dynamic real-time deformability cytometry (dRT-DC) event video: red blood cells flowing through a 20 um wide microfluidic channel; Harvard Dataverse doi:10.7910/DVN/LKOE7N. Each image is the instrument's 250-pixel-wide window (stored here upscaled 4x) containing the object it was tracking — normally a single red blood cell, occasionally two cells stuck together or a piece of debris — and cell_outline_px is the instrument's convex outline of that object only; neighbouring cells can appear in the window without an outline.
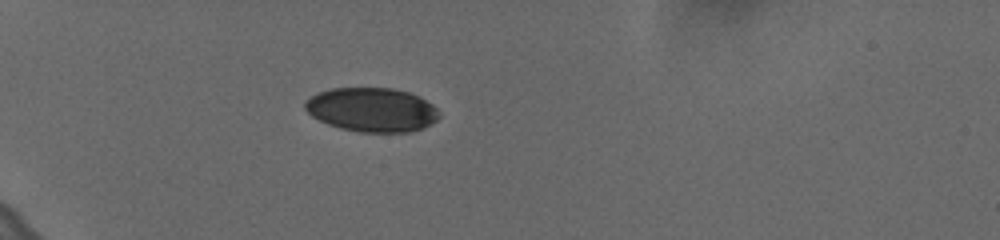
{"species": "human", "species_latin": "Homo sapiens", "temperature_condition": "cold", "stored_images_in_passage": 7, "camera_frame_rate_fps": 3000, "um_per_image_px": 0.085, "donor": {"sex": "female"}, "frame": {"image": 1, "passage_image": 1, "time_ms": 0.0, "image_size_px": [1000, 240], "cell_outline_px": [[440, 116], [436, 120], [420, 128], [408, 132], [360, 132], [340, 128], [328, 124], [312, 116], [304, 108], [304, 100], [320, 92], [332, 88], [392, 88], [408, 92], [432, 104], [436, 108]], "centroid_in_image_um": [31.57, 9.32], "position_along_channel_um": 53.4, "area_um2": 34.1}}
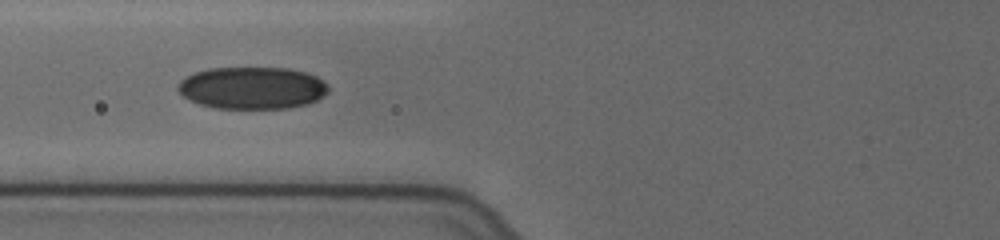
{"frame": {"image": 2, "passage_image": 4, "time_ms": 1.0, "image_size_px": [1000, 240], "cell_outline_px": [[328, 92], [324, 96], [308, 104], [288, 108], [216, 108], [200, 104], [184, 96], [176, 88], [180, 80], [196, 72], [208, 68], [288, 68], [304, 72], [316, 76], [324, 80], [328, 84]], "centroid_in_image_um": [21.47, 7.47], "position_along_channel_um": 104.3, "area_um2": 36.93}}
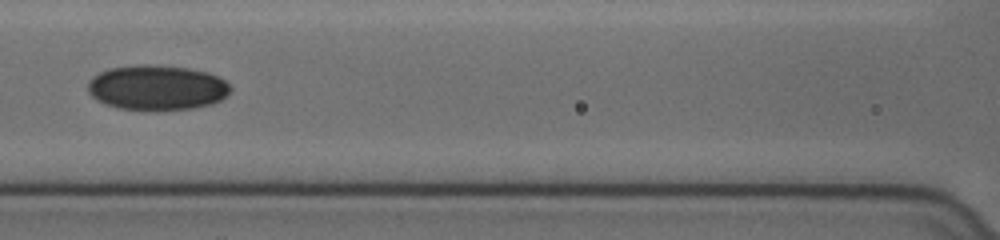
{"frame": {"image": 3, "passage_image": 6, "time_ms": 1.667, "image_size_px": [1000, 240], "cell_outline_px": [[232, 88], [228, 96], [212, 104], [192, 108], [120, 108], [104, 104], [96, 100], [88, 92], [88, 80], [92, 76], [108, 68], [140, 64], [148, 64], [188, 68], [208, 72], [224, 80]], "centroid_in_image_um": [13.33, 7.41], "position_along_channel_um": 153.3, "area_um2": 37.05}}